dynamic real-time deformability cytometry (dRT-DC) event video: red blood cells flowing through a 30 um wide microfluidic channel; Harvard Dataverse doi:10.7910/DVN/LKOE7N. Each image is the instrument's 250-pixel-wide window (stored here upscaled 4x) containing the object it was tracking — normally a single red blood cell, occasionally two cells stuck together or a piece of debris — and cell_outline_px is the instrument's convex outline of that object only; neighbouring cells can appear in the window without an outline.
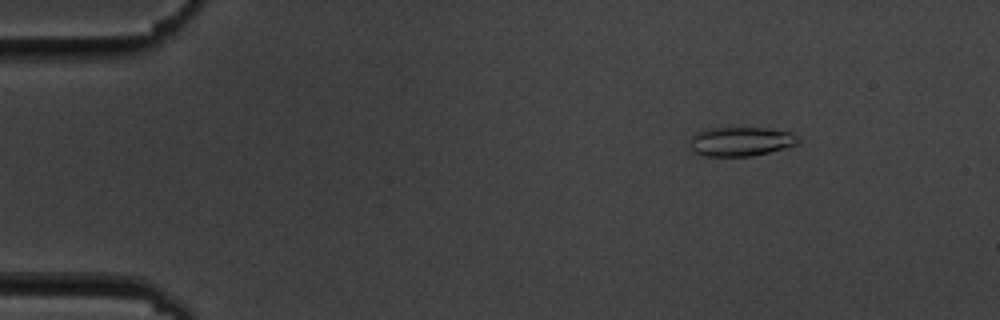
{"species": "common noctule bat (a hibernating species)", "species_latin": "Nyctalus noctula", "temperature_condition": "cold", "stored_images_in_passage": 8, "camera_frame_rate_fps": 3000, "um_per_image_px": 0.085, "animal": {"sex": "male", "body_mass_g": 19.5, "forearm_length_mm": 54.6}, "frame": {"image": 1, "passage_image": 3, "time_ms": 2.333, "image_size_px": [1000, 320], "cell_outline_px": [[800, 144], [752, 156], [708, 156], [692, 152], [688, 144], [692, 136], [696, 132], [704, 128], [764, 128], [788, 132], [796, 136], [800, 140]], "centroid_in_image_um": [62.91, 12.03], "position_along_channel_um": 22.1, "area_um2": 18.5}}
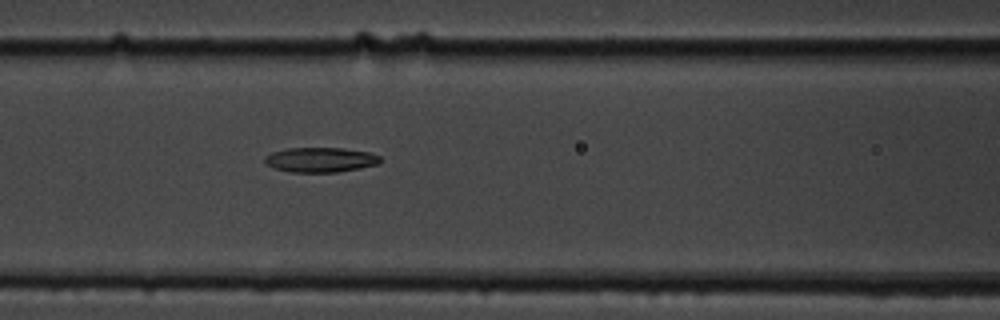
{"frame": {"image": 2, "passage_image": 8, "time_ms": 8.0, "image_size_px": [1000, 320], "cell_outline_px": [[380, 164], [360, 168], [336, 172], [292, 172], [276, 168], [264, 164], [264, 156], [272, 152], [288, 148], [344, 148], [368, 152], [380, 156]], "centroid_in_image_um": [27.23, 13.58], "position_along_channel_um": 139.4, "area_um2": 16.7}}